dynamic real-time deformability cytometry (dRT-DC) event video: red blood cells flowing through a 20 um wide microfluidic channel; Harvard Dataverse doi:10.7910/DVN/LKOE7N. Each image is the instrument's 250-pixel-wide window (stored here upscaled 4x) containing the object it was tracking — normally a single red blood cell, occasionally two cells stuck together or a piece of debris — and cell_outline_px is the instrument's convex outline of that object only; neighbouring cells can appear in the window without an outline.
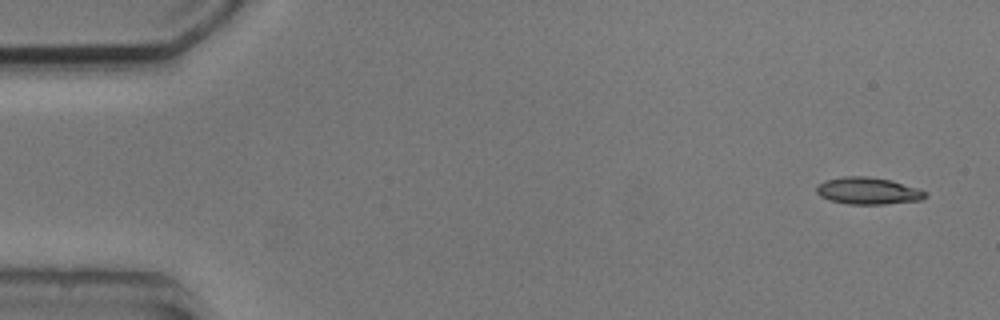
{"species": "common noctule bat (a hibernating species)", "species_latin": "Nyctalus noctula", "temperature_condition": "cold", "stored_images_in_passage": 7, "camera_frame_rate_fps": 3000, "um_per_image_px": 0.085, "animal": {"sex": "male", "body_mass_g": 20.5, "forearm_length_mm": 52.5}, "frame": {"image": 1, "passage_image": 1, "time_ms": 0.0, "image_size_px": [1000, 320], "cell_outline_px": [[928, 196], [920, 200], [884, 204], [848, 204], [828, 200], [820, 196], [816, 192], [816, 188], [824, 180], [844, 176], [868, 176], [892, 180], [920, 188], [928, 192]], "centroid_in_image_um": [73.81, 16.22], "position_along_channel_um": 11.2, "area_um2": 17.34}}
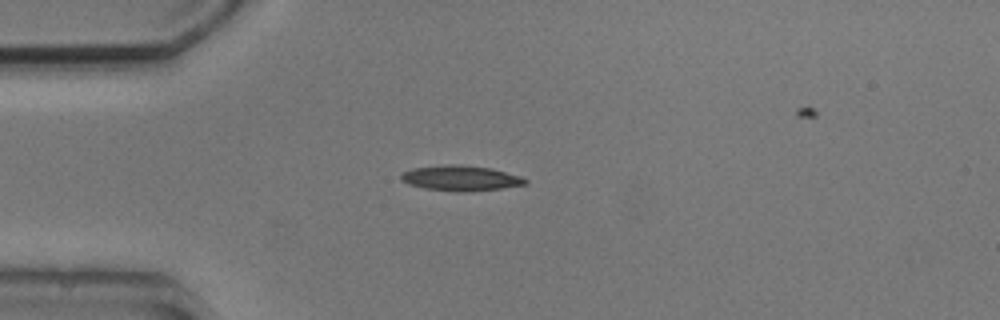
{"frame": {"image": 2, "passage_image": 4, "time_ms": 3.667, "image_size_px": [1000, 320], "cell_outline_px": [[528, 184], [500, 188], [468, 192], [456, 192], [424, 188], [408, 184], [400, 180], [400, 172], [412, 168], [448, 164], [460, 164], [492, 168], [520, 176], [528, 180]], "centroid_in_image_um": [39.12, 15.14], "position_along_channel_um": 45.9, "area_um2": 18.55}}